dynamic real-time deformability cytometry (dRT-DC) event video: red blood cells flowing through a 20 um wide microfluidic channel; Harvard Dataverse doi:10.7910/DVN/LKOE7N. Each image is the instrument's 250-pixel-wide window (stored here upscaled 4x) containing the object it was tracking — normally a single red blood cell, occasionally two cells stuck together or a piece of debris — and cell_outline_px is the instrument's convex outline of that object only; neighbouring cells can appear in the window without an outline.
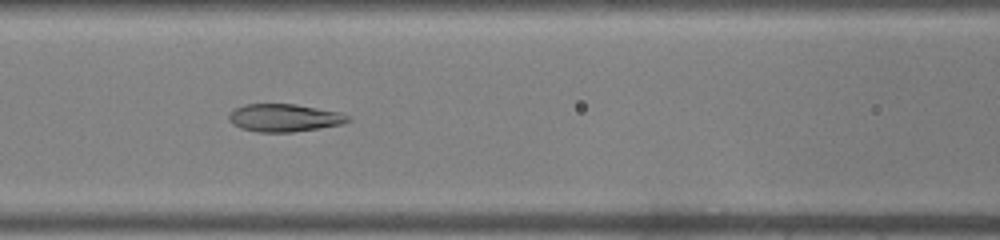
{"species": "common noctule bat (a hibernating species)", "species_latin": "Nyctalus noctula", "temperature_condition": "warm", "stored_images_in_passage": 44, "camera_frame_rate_fps": 3000, "um_per_image_px": 0.085, "animal": {"sex": "male", "body_mass_g": 19.0, "forearm_length_mm": 50.8}, "frame": {"image": 1, "passage_image": 20, "time_ms": 6.333, "image_size_px": [1000, 240], "cell_outline_px": [[352, 120], [344, 124], [320, 128], [292, 132], [256, 132], [240, 128], [232, 124], [228, 120], [228, 116], [236, 108], [244, 104], [296, 104], [340, 112], [352, 116]], "centroid_in_image_um": [24.21, 10.02], "position_along_channel_um": 142.4, "area_um2": 19.48}}
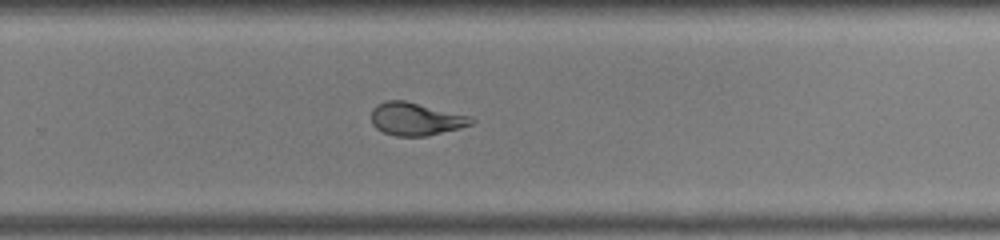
{"frame": {"image": 2, "passage_image": 30, "time_ms": 9.667, "image_size_px": [1000, 240], "cell_outline_px": [[476, 120], [472, 124], [460, 128], [428, 136], [396, 136], [384, 132], [376, 128], [372, 124], [372, 108], [376, 104], [384, 100], [404, 100], [472, 116]], "centroid_in_image_um": [35.35, 10.11], "position_along_channel_um": 294.4, "area_um2": 19.31}}
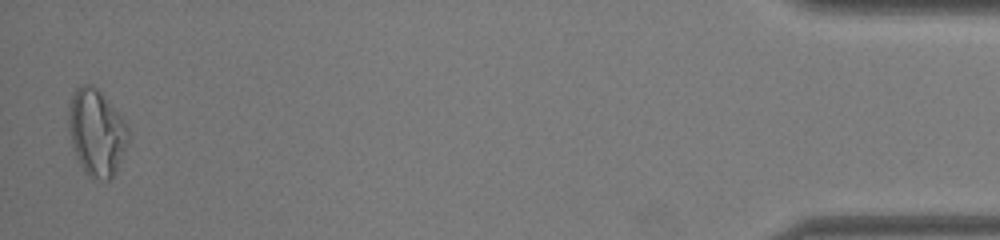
{"frame": {"image": 3, "passage_image": 44, "time_ms": 14.333, "image_size_px": [1000, 240], "cell_outline_px": [[128, 140], [116, 168], [112, 176], [108, 180], [100, 180], [88, 176], [84, 172], [76, 156], [72, 144], [68, 128], [68, 104], [72, 92], [80, 84], [92, 84], [104, 96], [124, 120], [128, 128]], "centroid_in_image_um": [8.15, 11.22], "position_along_channel_um": 427.0, "area_um2": 29.88}}